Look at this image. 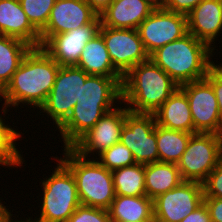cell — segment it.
<instances>
[{
    "label": "cell",
    "instance_id": "obj_10",
    "mask_svg": "<svg viewBox=\"0 0 222 222\" xmlns=\"http://www.w3.org/2000/svg\"><path fill=\"white\" fill-rule=\"evenodd\" d=\"M143 46L150 56L165 44L188 33L187 15L157 7L137 28Z\"/></svg>",
    "mask_w": 222,
    "mask_h": 222
},
{
    "label": "cell",
    "instance_id": "obj_26",
    "mask_svg": "<svg viewBox=\"0 0 222 222\" xmlns=\"http://www.w3.org/2000/svg\"><path fill=\"white\" fill-rule=\"evenodd\" d=\"M116 195L145 196V165L135 163L112 171Z\"/></svg>",
    "mask_w": 222,
    "mask_h": 222
},
{
    "label": "cell",
    "instance_id": "obj_24",
    "mask_svg": "<svg viewBox=\"0 0 222 222\" xmlns=\"http://www.w3.org/2000/svg\"><path fill=\"white\" fill-rule=\"evenodd\" d=\"M32 48L20 39L0 35V92L10 82L13 74Z\"/></svg>",
    "mask_w": 222,
    "mask_h": 222
},
{
    "label": "cell",
    "instance_id": "obj_29",
    "mask_svg": "<svg viewBox=\"0 0 222 222\" xmlns=\"http://www.w3.org/2000/svg\"><path fill=\"white\" fill-rule=\"evenodd\" d=\"M31 24L41 32L47 25L56 0H19Z\"/></svg>",
    "mask_w": 222,
    "mask_h": 222
},
{
    "label": "cell",
    "instance_id": "obj_8",
    "mask_svg": "<svg viewBox=\"0 0 222 222\" xmlns=\"http://www.w3.org/2000/svg\"><path fill=\"white\" fill-rule=\"evenodd\" d=\"M89 76L83 69L75 65L60 66L55 83L40 107V113H45L58 128L71 114L76 101L79 100L81 84Z\"/></svg>",
    "mask_w": 222,
    "mask_h": 222
},
{
    "label": "cell",
    "instance_id": "obj_31",
    "mask_svg": "<svg viewBox=\"0 0 222 222\" xmlns=\"http://www.w3.org/2000/svg\"><path fill=\"white\" fill-rule=\"evenodd\" d=\"M202 184L204 197L222 199V160L210 172L207 179Z\"/></svg>",
    "mask_w": 222,
    "mask_h": 222
},
{
    "label": "cell",
    "instance_id": "obj_1",
    "mask_svg": "<svg viewBox=\"0 0 222 222\" xmlns=\"http://www.w3.org/2000/svg\"><path fill=\"white\" fill-rule=\"evenodd\" d=\"M122 81L123 77L89 75L86 78L71 114L56 128L64 148H71L104 114L121 104Z\"/></svg>",
    "mask_w": 222,
    "mask_h": 222
},
{
    "label": "cell",
    "instance_id": "obj_22",
    "mask_svg": "<svg viewBox=\"0 0 222 222\" xmlns=\"http://www.w3.org/2000/svg\"><path fill=\"white\" fill-rule=\"evenodd\" d=\"M75 66L83 69L89 75L123 77L114 68L100 33L87 42Z\"/></svg>",
    "mask_w": 222,
    "mask_h": 222
},
{
    "label": "cell",
    "instance_id": "obj_32",
    "mask_svg": "<svg viewBox=\"0 0 222 222\" xmlns=\"http://www.w3.org/2000/svg\"><path fill=\"white\" fill-rule=\"evenodd\" d=\"M205 79L212 85L218 102L219 116L222 126V63L215 64L207 73Z\"/></svg>",
    "mask_w": 222,
    "mask_h": 222
},
{
    "label": "cell",
    "instance_id": "obj_9",
    "mask_svg": "<svg viewBox=\"0 0 222 222\" xmlns=\"http://www.w3.org/2000/svg\"><path fill=\"white\" fill-rule=\"evenodd\" d=\"M120 142L131 150L136 163L159 162L154 114L129 111L125 116Z\"/></svg>",
    "mask_w": 222,
    "mask_h": 222
},
{
    "label": "cell",
    "instance_id": "obj_2",
    "mask_svg": "<svg viewBox=\"0 0 222 222\" xmlns=\"http://www.w3.org/2000/svg\"><path fill=\"white\" fill-rule=\"evenodd\" d=\"M59 68V63L42 47L32 48L0 97L11 108L22 103L40 109L52 90Z\"/></svg>",
    "mask_w": 222,
    "mask_h": 222
},
{
    "label": "cell",
    "instance_id": "obj_19",
    "mask_svg": "<svg viewBox=\"0 0 222 222\" xmlns=\"http://www.w3.org/2000/svg\"><path fill=\"white\" fill-rule=\"evenodd\" d=\"M155 8L148 0H113L99 15L101 25L137 29Z\"/></svg>",
    "mask_w": 222,
    "mask_h": 222
},
{
    "label": "cell",
    "instance_id": "obj_38",
    "mask_svg": "<svg viewBox=\"0 0 222 222\" xmlns=\"http://www.w3.org/2000/svg\"><path fill=\"white\" fill-rule=\"evenodd\" d=\"M10 210L6 208V206L2 203L0 199V221L3 219V217L9 212Z\"/></svg>",
    "mask_w": 222,
    "mask_h": 222
},
{
    "label": "cell",
    "instance_id": "obj_33",
    "mask_svg": "<svg viewBox=\"0 0 222 222\" xmlns=\"http://www.w3.org/2000/svg\"><path fill=\"white\" fill-rule=\"evenodd\" d=\"M203 0H165L163 8L166 10L187 15Z\"/></svg>",
    "mask_w": 222,
    "mask_h": 222
},
{
    "label": "cell",
    "instance_id": "obj_16",
    "mask_svg": "<svg viewBox=\"0 0 222 222\" xmlns=\"http://www.w3.org/2000/svg\"><path fill=\"white\" fill-rule=\"evenodd\" d=\"M101 25L98 15L91 23L67 33L49 38L41 47L60 66L76 65L87 42L99 33Z\"/></svg>",
    "mask_w": 222,
    "mask_h": 222
},
{
    "label": "cell",
    "instance_id": "obj_15",
    "mask_svg": "<svg viewBox=\"0 0 222 222\" xmlns=\"http://www.w3.org/2000/svg\"><path fill=\"white\" fill-rule=\"evenodd\" d=\"M98 14L85 0H56L46 27L40 32L41 46L54 35L91 23Z\"/></svg>",
    "mask_w": 222,
    "mask_h": 222
},
{
    "label": "cell",
    "instance_id": "obj_27",
    "mask_svg": "<svg viewBox=\"0 0 222 222\" xmlns=\"http://www.w3.org/2000/svg\"><path fill=\"white\" fill-rule=\"evenodd\" d=\"M2 113L4 116L0 115V156L10 165V167H20L25 162V158L21 155L19 149H17V139L21 137L22 132H17L10 125L5 123V117L7 111L10 110L9 106L4 102L2 105ZM9 108V109H7Z\"/></svg>",
    "mask_w": 222,
    "mask_h": 222
},
{
    "label": "cell",
    "instance_id": "obj_21",
    "mask_svg": "<svg viewBox=\"0 0 222 222\" xmlns=\"http://www.w3.org/2000/svg\"><path fill=\"white\" fill-rule=\"evenodd\" d=\"M111 222H152L153 200L145 196L116 195L108 209Z\"/></svg>",
    "mask_w": 222,
    "mask_h": 222
},
{
    "label": "cell",
    "instance_id": "obj_23",
    "mask_svg": "<svg viewBox=\"0 0 222 222\" xmlns=\"http://www.w3.org/2000/svg\"><path fill=\"white\" fill-rule=\"evenodd\" d=\"M182 181L175 163L145 164V192L146 196L152 200L177 187Z\"/></svg>",
    "mask_w": 222,
    "mask_h": 222
},
{
    "label": "cell",
    "instance_id": "obj_30",
    "mask_svg": "<svg viewBox=\"0 0 222 222\" xmlns=\"http://www.w3.org/2000/svg\"><path fill=\"white\" fill-rule=\"evenodd\" d=\"M67 222H111L109 211L103 208L80 205Z\"/></svg>",
    "mask_w": 222,
    "mask_h": 222
},
{
    "label": "cell",
    "instance_id": "obj_5",
    "mask_svg": "<svg viewBox=\"0 0 222 222\" xmlns=\"http://www.w3.org/2000/svg\"><path fill=\"white\" fill-rule=\"evenodd\" d=\"M60 160L70 169L76 180L81 205L109 209L115 198L112 171L95 158H84L72 148H63Z\"/></svg>",
    "mask_w": 222,
    "mask_h": 222
},
{
    "label": "cell",
    "instance_id": "obj_18",
    "mask_svg": "<svg viewBox=\"0 0 222 222\" xmlns=\"http://www.w3.org/2000/svg\"><path fill=\"white\" fill-rule=\"evenodd\" d=\"M0 33L33 48L41 47L40 32L29 21L19 0H0Z\"/></svg>",
    "mask_w": 222,
    "mask_h": 222
},
{
    "label": "cell",
    "instance_id": "obj_6",
    "mask_svg": "<svg viewBox=\"0 0 222 222\" xmlns=\"http://www.w3.org/2000/svg\"><path fill=\"white\" fill-rule=\"evenodd\" d=\"M57 166L49 178L41 179L42 196L40 216L31 222H67L81 205L75 177L70 169L57 157Z\"/></svg>",
    "mask_w": 222,
    "mask_h": 222
},
{
    "label": "cell",
    "instance_id": "obj_13",
    "mask_svg": "<svg viewBox=\"0 0 222 222\" xmlns=\"http://www.w3.org/2000/svg\"><path fill=\"white\" fill-rule=\"evenodd\" d=\"M204 201L203 184L182 181L177 187L153 200L154 219L180 222Z\"/></svg>",
    "mask_w": 222,
    "mask_h": 222
},
{
    "label": "cell",
    "instance_id": "obj_7",
    "mask_svg": "<svg viewBox=\"0 0 222 222\" xmlns=\"http://www.w3.org/2000/svg\"><path fill=\"white\" fill-rule=\"evenodd\" d=\"M221 160L222 135L197 132L176 165L183 181L203 183Z\"/></svg>",
    "mask_w": 222,
    "mask_h": 222
},
{
    "label": "cell",
    "instance_id": "obj_11",
    "mask_svg": "<svg viewBox=\"0 0 222 222\" xmlns=\"http://www.w3.org/2000/svg\"><path fill=\"white\" fill-rule=\"evenodd\" d=\"M109 57L114 68L124 76L132 67L147 61V54L137 29L111 28L100 25Z\"/></svg>",
    "mask_w": 222,
    "mask_h": 222
},
{
    "label": "cell",
    "instance_id": "obj_25",
    "mask_svg": "<svg viewBox=\"0 0 222 222\" xmlns=\"http://www.w3.org/2000/svg\"><path fill=\"white\" fill-rule=\"evenodd\" d=\"M193 133L170 130L156 124L157 148L159 162L175 163L180 160L186 150Z\"/></svg>",
    "mask_w": 222,
    "mask_h": 222
},
{
    "label": "cell",
    "instance_id": "obj_41",
    "mask_svg": "<svg viewBox=\"0 0 222 222\" xmlns=\"http://www.w3.org/2000/svg\"><path fill=\"white\" fill-rule=\"evenodd\" d=\"M152 222H161V221L153 218Z\"/></svg>",
    "mask_w": 222,
    "mask_h": 222
},
{
    "label": "cell",
    "instance_id": "obj_39",
    "mask_svg": "<svg viewBox=\"0 0 222 222\" xmlns=\"http://www.w3.org/2000/svg\"><path fill=\"white\" fill-rule=\"evenodd\" d=\"M151 4H153L156 8L163 7L165 0H148Z\"/></svg>",
    "mask_w": 222,
    "mask_h": 222
},
{
    "label": "cell",
    "instance_id": "obj_4",
    "mask_svg": "<svg viewBox=\"0 0 222 222\" xmlns=\"http://www.w3.org/2000/svg\"><path fill=\"white\" fill-rule=\"evenodd\" d=\"M121 88V103L129 111L153 114L179 85L149 58L123 76Z\"/></svg>",
    "mask_w": 222,
    "mask_h": 222
},
{
    "label": "cell",
    "instance_id": "obj_14",
    "mask_svg": "<svg viewBox=\"0 0 222 222\" xmlns=\"http://www.w3.org/2000/svg\"><path fill=\"white\" fill-rule=\"evenodd\" d=\"M117 105L115 109L104 114L98 122L85 133L71 148L84 158L99 155L112 145L120 142L121 130L125 124L127 107ZM93 153V154H91ZM95 153V154H94Z\"/></svg>",
    "mask_w": 222,
    "mask_h": 222
},
{
    "label": "cell",
    "instance_id": "obj_40",
    "mask_svg": "<svg viewBox=\"0 0 222 222\" xmlns=\"http://www.w3.org/2000/svg\"><path fill=\"white\" fill-rule=\"evenodd\" d=\"M3 166V167H10V165L0 156V166Z\"/></svg>",
    "mask_w": 222,
    "mask_h": 222
},
{
    "label": "cell",
    "instance_id": "obj_34",
    "mask_svg": "<svg viewBox=\"0 0 222 222\" xmlns=\"http://www.w3.org/2000/svg\"><path fill=\"white\" fill-rule=\"evenodd\" d=\"M209 212L211 222H222V199L204 197L203 201Z\"/></svg>",
    "mask_w": 222,
    "mask_h": 222
},
{
    "label": "cell",
    "instance_id": "obj_3",
    "mask_svg": "<svg viewBox=\"0 0 222 222\" xmlns=\"http://www.w3.org/2000/svg\"><path fill=\"white\" fill-rule=\"evenodd\" d=\"M213 53L206 43L188 32L154 51L149 58L181 86L207 76L216 64L211 60Z\"/></svg>",
    "mask_w": 222,
    "mask_h": 222
},
{
    "label": "cell",
    "instance_id": "obj_36",
    "mask_svg": "<svg viewBox=\"0 0 222 222\" xmlns=\"http://www.w3.org/2000/svg\"><path fill=\"white\" fill-rule=\"evenodd\" d=\"M100 15L113 0H85Z\"/></svg>",
    "mask_w": 222,
    "mask_h": 222
},
{
    "label": "cell",
    "instance_id": "obj_35",
    "mask_svg": "<svg viewBox=\"0 0 222 222\" xmlns=\"http://www.w3.org/2000/svg\"><path fill=\"white\" fill-rule=\"evenodd\" d=\"M180 222H211L205 203L203 202L198 208L183 218Z\"/></svg>",
    "mask_w": 222,
    "mask_h": 222
},
{
    "label": "cell",
    "instance_id": "obj_28",
    "mask_svg": "<svg viewBox=\"0 0 222 222\" xmlns=\"http://www.w3.org/2000/svg\"><path fill=\"white\" fill-rule=\"evenodd\" d=\"M97 157L98 158L95 156V159L109 171H114L136 163L131 150L121 142L112 145Z\"/></svg>",
    "mask_w": 222,
    "mask_h": 222
},
{
    "label": "cell",
    "instance_id": "obj_17",
    "mask_svg": "<svg viewBox=\"0 0 222 222\" xmlns=\"http://www.w3.org/2000/svg\"><path fill=\"white\" fill-rule=\"evenodd\" d=\"M187 25L189 33L217 50L214 41L222 33V0L201 1L187 14Z\"/></svg>",
    "mask_w": 222,
    "mask_h": 222
},
{
    "label": "cell",
    "instance_id": "obj_37",
    "mask_svg": "<svg viewBox=\"0 0 222 222\" xmlns=\"http://www.w3.org/2000/svg\"><path fill=\"white\" fill-rule=\"evenodd\" d=\"M12 212H11V210H10V212H8L4 217H3V219L0 221V222H31V219H30V217L28 216V218H24L23 220L22 219H20V220H17V219H15V216H14V218L12 217V215L13 214H11ZM13 218V219H12ZM16 221H15V220ZM14 220V221H13ZM25 220V221H24Z\"/></svg>",
    "mask_w": 222,
    "mask_h": 222
},
{
    "label": "cell",
    "instance_id": "obj_20",
    "mask_svg": "<svg viewBox=\"0 0 222 222\" xmlns=\"http://www.w3.org/2000/svg\"><path fill=\"white\" fill-rule=\"evenodd\" d=\"M160 127L194 134V124L186 94L178 88L154 113Z\"/></svg>",
    "mask_w": 222,
    "mask_h": 222
},
{
    "label": "cell",
    "instance_id": "obj_12",
    "mask_svg": "<svg viewBox=\"0 0 222 222\" xmlns=\"http://www.w3.org/2000/svg\"><path fill=\"white\" fill-rule=\"evenodd\" d=\"M179 88L188 98L194 133L222 135L218 102L212 85L204 78L183 84Z\"/></svg>",
    "mask_w": 222,
    "mask_h": 222
}]
</instances>
